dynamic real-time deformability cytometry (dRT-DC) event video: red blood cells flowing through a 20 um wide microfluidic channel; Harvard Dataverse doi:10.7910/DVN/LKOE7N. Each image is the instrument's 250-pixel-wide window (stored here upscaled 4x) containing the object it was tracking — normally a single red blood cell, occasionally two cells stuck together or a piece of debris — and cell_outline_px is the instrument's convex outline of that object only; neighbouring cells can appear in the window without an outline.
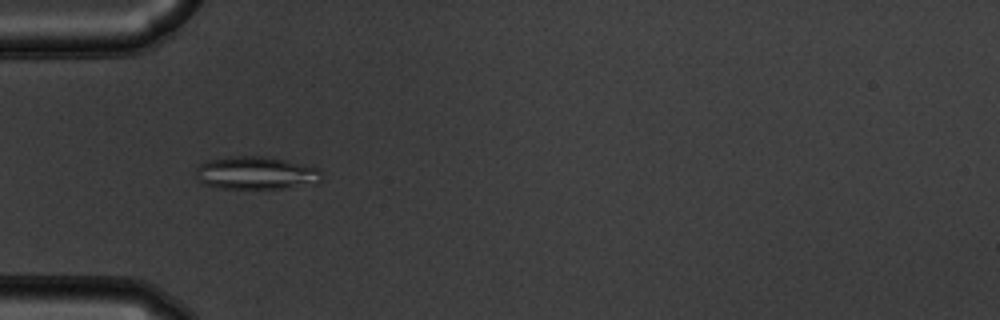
{"species": "common noctule bat (a hibernating species)", "species_latin": "Nyctalus noctula", "temperature_condition": "warm", "stored_images_in_passage": 41, "camera_frame_rate_fps": 3000, "um_per_image_px": 0.085, "animal": {"sex": "male", "body_mass_g": 19.5, "forearm_length_mm": 54.6}, "frame": {"image": 1, "passage_image": 5, "time_ms": 1.333, "image_size_px": [1000, 320], "cell_outline_px": [[320, 180], [316, 184], [284, 188], [216, 188], [204, 184], [196, 176], [196, 168], [204, 160], [228, 156], [264, 156], [284, 160], [316, 168], [320, 172]], "centroid_in_image_um": [21.7, 14.7], "position_along_channel_um": 63.3, "area_um2": 24.04}}
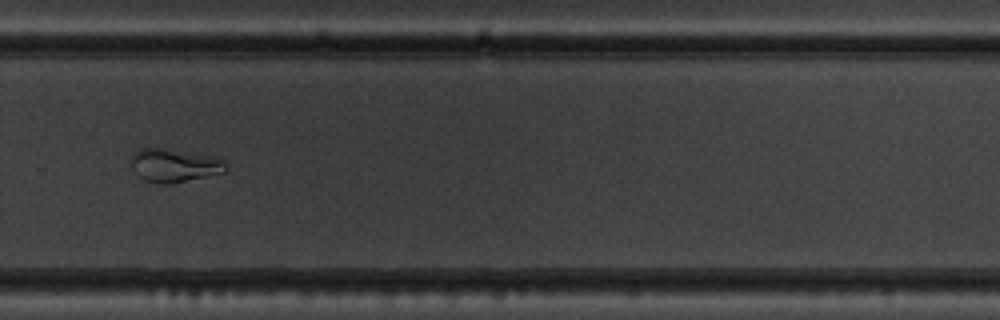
{"frame": {"image": 2, "passage_image": 25, "time_ms": 8.0, "image_size_px": [1000, 320], "cell_outline_px": [[228, 168], [224, 172], [168, 184], [160, 184], [144, 180], [132, 168], [128, 160], [132, 152], [140, 148], [160, 148], [208, 156], [224, 160]], "centroid_in_image_um": [14.73, 14.06], "position_along_channel_um": 315.1, "area_um2": 18.15}}
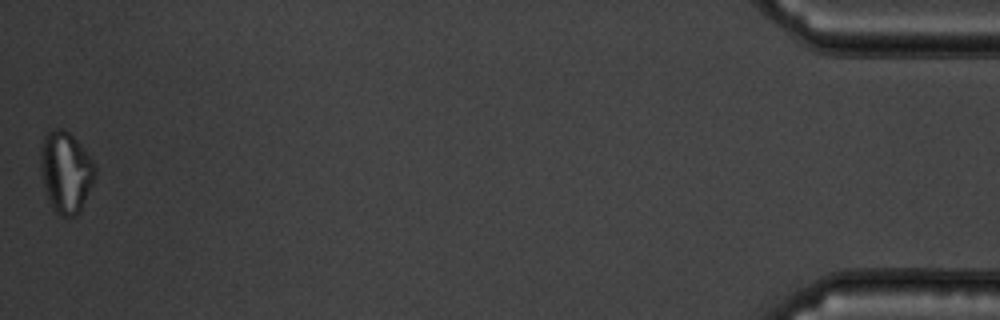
{"frame": {"image": 3, "passage_image": 41, "time_ms": 13.333, "image_size_px": [1000, 320], "cell_outline_px": [[96, 176], [80, 212], [76, 216], [60, 216], [52, 208], [48, 200], [44, 188], [40, 172], [40, 148], [44, 136], [48, 132], [56, 128], [64, 128], [80, 144], [92, 160], [96, 168]], "centroid_in_image_um": [5.58, 14.64], "position_along_channel_um": 429.6, "area_um2": 26.01}}